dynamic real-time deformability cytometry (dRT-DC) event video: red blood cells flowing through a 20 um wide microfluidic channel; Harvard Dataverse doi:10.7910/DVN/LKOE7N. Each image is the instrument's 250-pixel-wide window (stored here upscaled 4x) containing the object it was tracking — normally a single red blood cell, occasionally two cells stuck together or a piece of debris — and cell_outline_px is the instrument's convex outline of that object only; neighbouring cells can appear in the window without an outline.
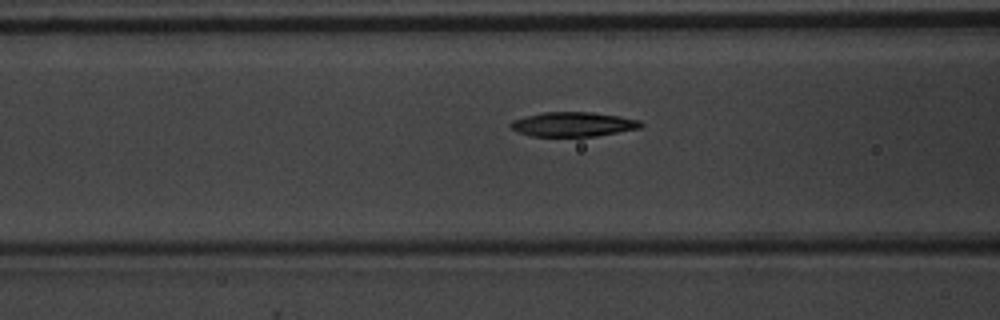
{"species": "common noctule bat (a hibernating species)", "species_latin": "Nyctalus noctula", "temperature_condition": "warm", "stored_images_in_passage": 51, "camera_frame_rate_fps": 3000, "um_per_image_px": 0.085, "animal": {"sex": "male", "body_mass_g": 20.1, "forearm_length_mm": 53.5}, "frame": {"image": 1, "passage_image": 21, "time_ms": 6.667, "image_size_px": [1000, 320], "cell_outline_px": [[644, 124], [640, 128], [596, 136], [532, 136], [520, 132], [512, 128], [508, 124], [512, 120], [544, 112], [592, 112], [620, 116], [640, 120]], "centroid_in_image_um": [48.75, 10.56], "position_along_channel_um": 117.8, "area_um2": 18.44}}
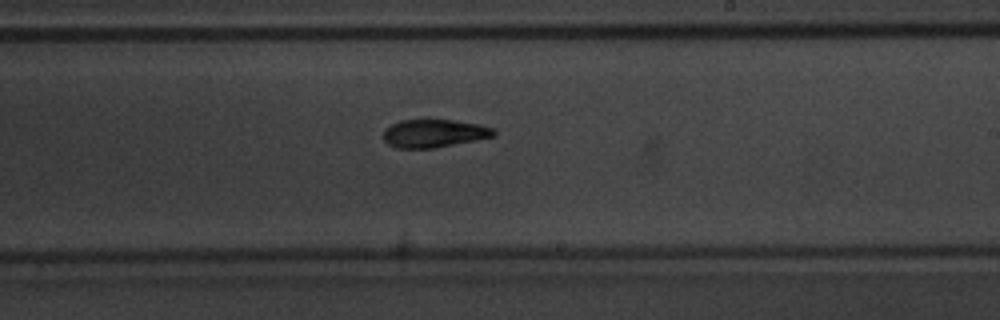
{"frame": {"image": 2, "passage_image": 31, "time_ms": 10.0, "image_size_px": [1000, 320], "cell_outline_px": [[496, 136], [432, 148], [396, 148], [388, 144], [384, 140], [384, 128], [400, 120], [452, 120], [480, 124], [492, 128], [496, 132]], "centroid_in_image_um": [36.88, 11.33], "position_along_channel_um": 252.1, "area_um2": 17.92}}
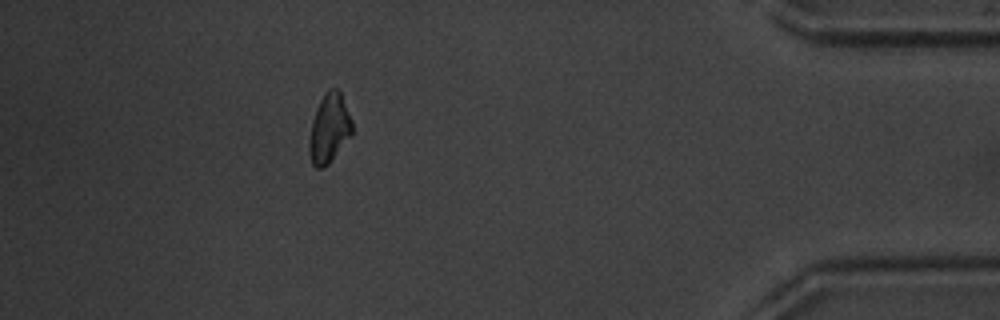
{"frame": {"image": 3, "passage_image": 46, "time_ms": 15.0, "image_size_px": [1000, 320], "cell_outline_px": [[352, 136], [328, 164], [324, 168], [316, 168], [312, 164], [308, 152], [308, 144], [312, 120], [316, 108], [324, 92], [328, 88], [336, 88], [340, 92], [352, 120]], "centroid_in_image_um": [27.97, 10.93], "position_along_channel_um": 407.2, "area_um2": 17.51}, "authors_computed_cell_mechanics": {"area_um2": 18.0914, "velocity_mm_per_s": 4.0328, "shape_relaxation_time_tau1_ms": 3.6569, "shape_relaxation_time_tau2_ms": 4.5328, "deformation_change_tau1": 0.1688, "deformation_change_tau2": 0.12}}